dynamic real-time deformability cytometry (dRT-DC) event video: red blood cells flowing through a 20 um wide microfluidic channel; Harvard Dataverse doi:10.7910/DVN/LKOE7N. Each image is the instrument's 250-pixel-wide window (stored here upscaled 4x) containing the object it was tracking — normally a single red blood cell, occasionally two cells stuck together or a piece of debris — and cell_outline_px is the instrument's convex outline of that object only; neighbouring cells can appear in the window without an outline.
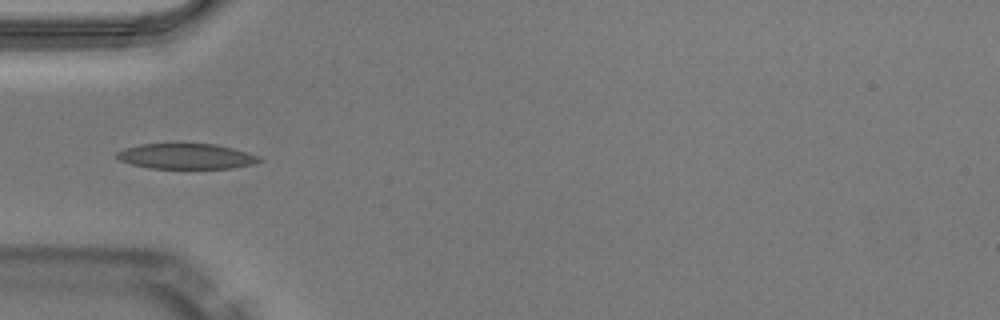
{"species": "Egyptian fruit bat (a non-hibernating species)", "species_latin": "Rousettus aegyptiacus", "temperature_condition": "warm", "stored_images_in_passage": 34, "camera_frame_rate_fps": 3000, "um_per_image_px": 0.085, "animal": {"sex": "male"}, "frame": {"image": 1, "passage_image": 1, "time_ms": 0.0, "image_size_px": [1000, 320], "cell_outline_px": [[264, 160], [252, 164], [232, 168], [148, 168], [132, 164], [120, 160], [116, 156], [116, 152], [124, 148], [140, 144], [216, 144], [232, 148], [256, 156]], "centroid_in_image_um": [15.78, 13.28], "position_along_channel_um": 69.2, "area_um2": 20.81}}
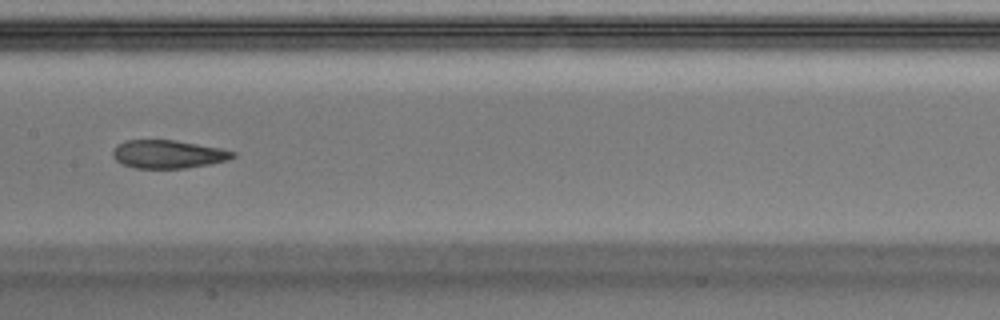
{"frame": {"image": 2, "passage_image": 10, "time_ms": 3.0, "image_size_px": [1000, 320], "cell_outline_px": [[236, 156], [228, 160], [208, 164], [184, 168], [136, 168], [124, 164], [116, 160], [112, 156], [112, 152], [116, 144], [124, 140], [176, 140], [220, 148], [236, 152]], "centroid_in_image_um": [14.27, 13.09], "position_along_channel_um": 193.1, "area_um2": 19.71}, "authors_computed_cell_mechanics": {"area_um2": 21.1548, "velocity_mm_per_s": 4.1062, "shape_relaxation_time_tau1_ms": null, "shape_relaxation_time_tau2_ms": 2.0092, "deformation_change_tau1": null, "deformation_change_tau2": 0.087}}